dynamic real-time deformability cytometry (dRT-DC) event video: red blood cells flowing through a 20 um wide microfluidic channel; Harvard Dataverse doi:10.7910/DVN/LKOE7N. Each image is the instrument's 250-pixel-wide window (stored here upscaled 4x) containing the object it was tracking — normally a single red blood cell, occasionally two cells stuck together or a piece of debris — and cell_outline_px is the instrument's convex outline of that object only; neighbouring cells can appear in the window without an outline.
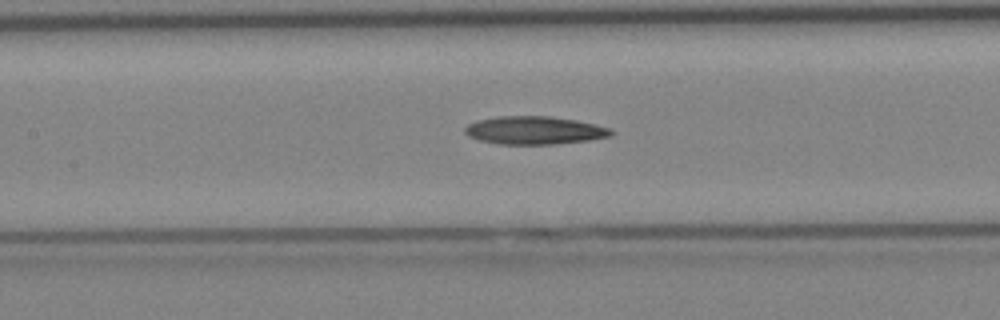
{"species": "Egyptian fruit bat (a non-hibernating species)", "species_latin": "Rousettus aegyptiacus", "temperature_condition": "cold", "stored_images_in_passage": 23, "camera_frame_rate_fps": 3000, "um_per_image_px": 0.085, "animal": {"sex": "female"}, "frame": {"image": 1, "passage_image": 19, "time_ms": 6.0, "image_size_px": [1000, 320], "cell_outline_px": [[616, 132], [612, 136], [588, 140], [552, 144], [500, 144], [480, 140], [468, 136], [464, 132], [464, 128], [468, 124], [476, 120], [500, 116], [552, 116], [576, 120], [608, 128]], "centroid_in_image_um": [45.41, 11.07], "position_along_channel_um": 162.0, "area_um2": 23.81}}